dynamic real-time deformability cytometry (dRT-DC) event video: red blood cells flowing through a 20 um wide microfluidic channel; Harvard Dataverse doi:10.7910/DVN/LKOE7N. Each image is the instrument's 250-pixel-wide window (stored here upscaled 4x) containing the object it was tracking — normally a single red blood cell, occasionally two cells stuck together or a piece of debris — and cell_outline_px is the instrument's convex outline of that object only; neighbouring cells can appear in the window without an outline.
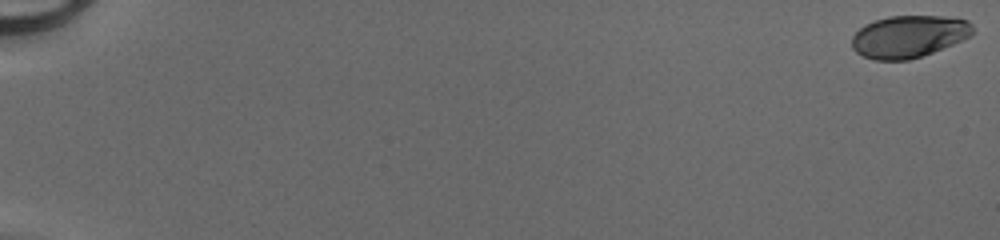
{"species": "human", "species_latin": "Homo sapiens", "temperature_condition": "cold", "stored_images_in_passage": 50, "camera_frame_rate_fps": 3000, "um_per_image_px": 0.085, "donor": {"sex": "male"}, "frame": {"image": 1, "passage_image": 1, "time_ms": 0.0, "image_size_px": [1000, 240], "cell_outline_px": [[972, 32], [968, 36], [952, 44], [932, 52], [908, 60], [872, 60], [856, 52], [852, 48], [852, 36], [864, 24], [888, 16], [940, 16], [968, 20], [972, 24]], "centroid_in_image_um": [77.19, 3.1], "position_along_channel_um": 7.8, "area_um2": 29.42}}
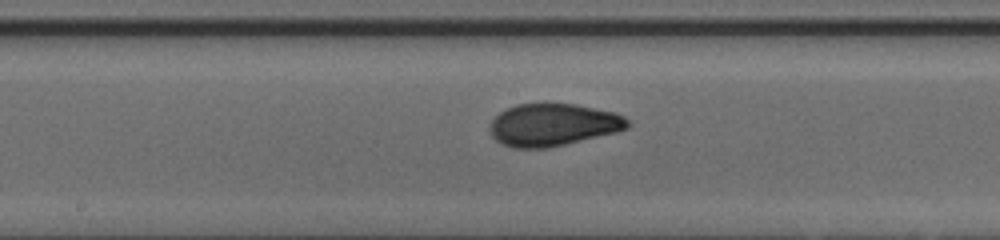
{"frame": {"image": 2, "passage_image": 29, "time_ms": 9.333, "image_size_px": [1000, 240], "cell_outline_px": [[632, 124], [628, 128], [616, 132], [548, 148], [512, 148], [500, 144], [492, 136], [488, 128], [488, 124], [500, 112], [516, 104], [544, 100], [576, 104], [616, 112], [624, 116]], "centroid_in_image_um": [46.98, 10.57], "position_along_channel_um": 201.2, "area_um2": 35.08}}
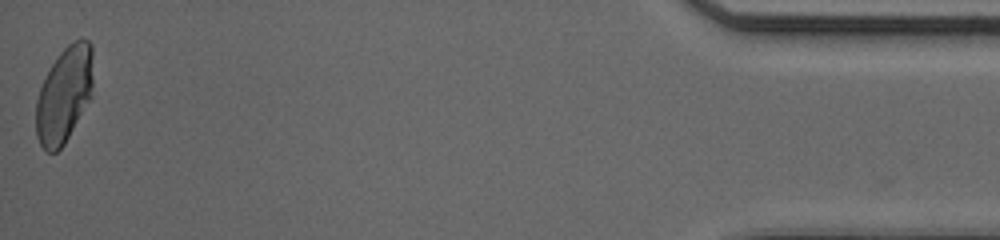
{"frame": {"image": 3, "passage_image": 50, "time_ms": 16.333, "image_size_px": [1000, 240], "cell_outline_px": [[92, 96], [64, 144], [56, 152], [48, 152], [40, 144], [36, 136], [36, 100], [40, 88], [52, 64], [60, 52], [68, 44], [76, 40], [88, 40], [92, 44]], "centroid_in_image_um": [5.46, 8.06], "position_along_channel_um": 429.7, "area_um2": 31.67}}